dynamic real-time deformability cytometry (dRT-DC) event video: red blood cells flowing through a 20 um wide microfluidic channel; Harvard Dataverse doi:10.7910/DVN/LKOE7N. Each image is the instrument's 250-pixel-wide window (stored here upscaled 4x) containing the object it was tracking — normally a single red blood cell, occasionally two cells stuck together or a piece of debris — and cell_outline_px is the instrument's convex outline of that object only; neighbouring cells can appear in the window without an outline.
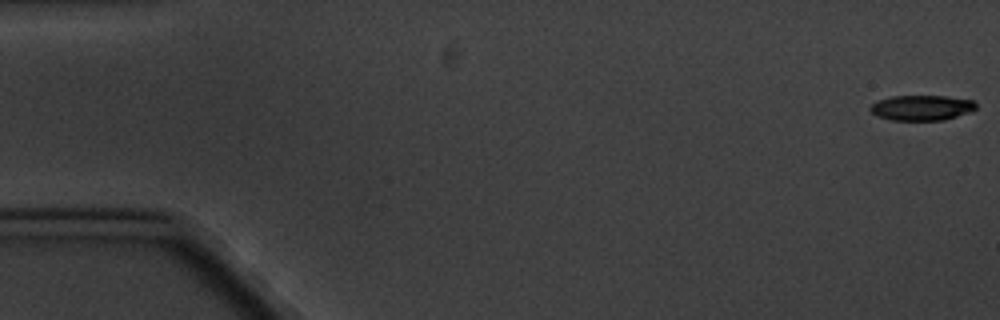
{"species": "common noctule bat (a hibernating species)", "species_latin": "Nyctalus noctula", "temperature_condition": "cold", "stored_images_in_passage": 6, "camera_frame_rate_fps": 3000, "um_per_image_px": 0.085, "animal": {"sex": "male", "body_mass_g": 20.1, "forearm_length_mm": 53.5}, "frame": {"image": 1, "passage_image": 1, "time_ms": 0.0, "image_size_px": [1000, 320], "cell_outline_px": [[976, 108], [972, 112], [944, 120], [892, 120], [880, 116], [872, 112], [868, 108], [876, 100], [892, 96], [944, 96], [972, 100], [976, 104]], "centroid_in_image_um": [78.35, 9.15], "position_along_channel_um": 6.6, "area_um2": 15.55}}
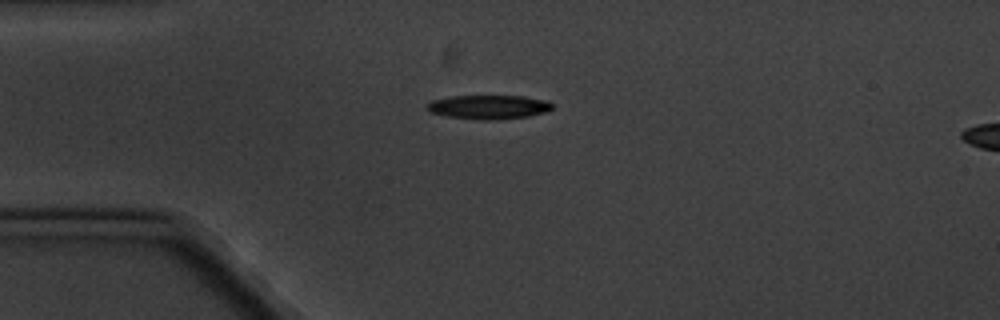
{"frame": {"image": 2, "passage_image": 5, "time_ms": 4.667, "image_size_px": [1000, 320], "cell_outline_px": [[552, 108], [548, 112], [528, 116], [496, 120], [480, 120], [448, 116], [432, 112], [428, 108], [428, 104], [432, 100], [452, 96], [524, 96], [548, 100], [552, 104]], "centroid_in_image_um": [41.61, 9.09], "position_along_channel_um": 43.4, "area_um2": 17.46}}